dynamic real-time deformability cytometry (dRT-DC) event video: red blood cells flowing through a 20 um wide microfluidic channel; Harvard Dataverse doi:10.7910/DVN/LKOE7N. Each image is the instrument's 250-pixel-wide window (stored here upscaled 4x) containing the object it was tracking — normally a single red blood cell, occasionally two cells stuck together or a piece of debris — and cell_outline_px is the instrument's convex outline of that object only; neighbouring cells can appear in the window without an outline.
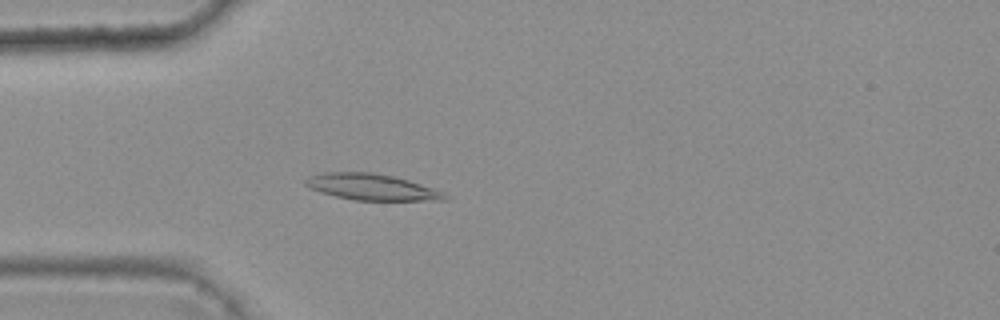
{"species": "common noctule bat (a hibernating species)", "species_latin": "Nyctalus noctula", "temperature_condition": "warm", "stored_images_in_passage": 4, "camera_frame_rate_fps": 3000, "um_per_image_px": 0.085, "animal": {"sex": "female", "body_mass_g": 25.1}, "frame": {"image": 1, "passage_image": 4, "time_ms": 1.0, "image_size_px": [1000, 320], "cell_outline_px": [[448, 200], [356, 200], [336, 196], [320, 192], [308, 188], [304, 184], [304, 180], [308, 176], [324, 172], [372, 172], [392, 176], [408, 180], [444, 192], [448, 196]], "centroid_in_image_um": [31.55, 15.89], "position_along_channel_um": 53.5, "area_um2": 21.21}}